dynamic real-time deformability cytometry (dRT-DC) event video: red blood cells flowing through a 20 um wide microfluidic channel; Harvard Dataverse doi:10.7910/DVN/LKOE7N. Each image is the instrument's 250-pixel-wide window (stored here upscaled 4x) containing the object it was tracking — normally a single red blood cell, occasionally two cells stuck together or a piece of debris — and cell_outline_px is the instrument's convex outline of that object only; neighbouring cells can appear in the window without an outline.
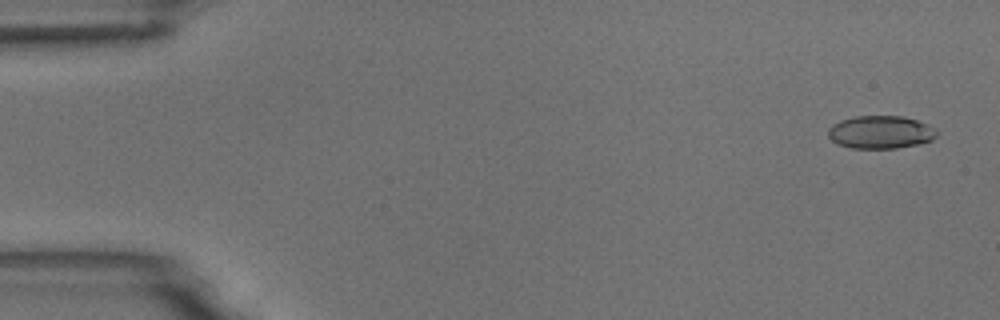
{"species": "common noctule bat (a hibernating species)", "species_latin": "Nyctalus noctula", "temperature_condition": "room temperature", "stored_images_in_passage": 4, "camera_frame_rate_fps": 3000, "um_per_image_px": 0.085, "animal": {"sex": "male", "body_mass_g": 18.8}, "frame": {"image": 1, "passage_image": 1, "time_ms": 0.0, "image_size_px": [1000, 320], "cell_outline_px": [[936, 136], [932, 140], [920, 144], [896, 148], [852, 148], [840, 144], [832, 140], [828, 136], [828, 128], [832, 124], [840, 120], [856, 116], [904, 116], [928, 124], [936, 128]], "centroid_in_image_um": [74.86, 11.23], "position_along_channel_um": 10.1, "area_um2": 20.87}}